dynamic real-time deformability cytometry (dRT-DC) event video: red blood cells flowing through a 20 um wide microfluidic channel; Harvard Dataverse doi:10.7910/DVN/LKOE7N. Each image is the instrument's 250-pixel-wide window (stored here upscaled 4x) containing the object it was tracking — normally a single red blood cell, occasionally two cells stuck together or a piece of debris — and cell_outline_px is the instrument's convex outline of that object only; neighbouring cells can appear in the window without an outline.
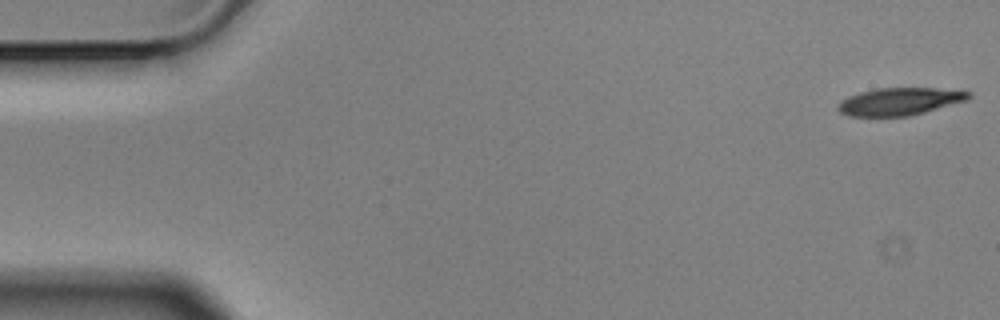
{"species": "Egyptian fruit bat (a non-hibernating species)", "species_latin": "Rousettus aegyptiacus", "temperature_condition": "cold", "stored_images_in_passage": 4, "camera_frame_rate_fps": 3000, "um_per_image_px": 0.085, "animal": {"sex": "male"}, "frame": {"image": 1, "passage_image": 1, "time_ms": 0.0, "image_size_px": [1000, 320], "cell_outline_px": [[972, 96], [968, 100], [924, 112], [908, 116], [848, 116], [840, 112], [836, 108], [836, 104], [848, 96], [860, 92], [876, 88], [936, 88], [972, 92]], "centroid_in_image_um": [76.45, 8.62], "position_along_channel_um": 8.5, "area_um2": 20.98}}